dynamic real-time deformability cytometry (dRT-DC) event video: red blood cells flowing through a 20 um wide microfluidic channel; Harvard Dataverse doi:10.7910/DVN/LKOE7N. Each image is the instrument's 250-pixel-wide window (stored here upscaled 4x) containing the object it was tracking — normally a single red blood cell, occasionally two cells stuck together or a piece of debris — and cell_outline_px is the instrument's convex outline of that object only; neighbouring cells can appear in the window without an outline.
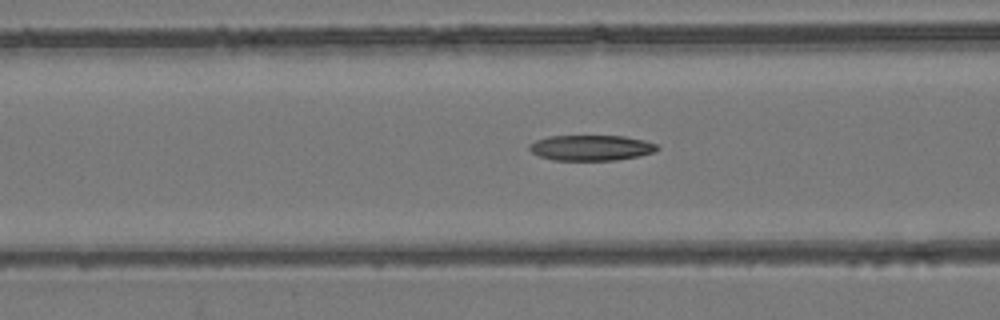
{"species": "common noctule bat (a hibernating species)", "species_latin": "Nyctalus noctula", "temperature_condition": "room temperature", "stored_images_in_passage": 54, "camera_frame_rate_fps": 3000, "um_per_image_px": 0.085, "animal": {"sex": "female", "body_mass_g": 24.6, "forearm_length_mm": 56.2}, "frame": {"image": 1, "passage_image": 22, "time_ms": 7.0, "image_size_px": [1000, 320], "cell_outline_px": [[660, 148], [652, 152], [636, 156], [616, 160], [552, 160], [540, 156], [532, 152], [528, 148], [528, 144], [536, 140], [548, 136], [624, 136], [644, 140], [656, 144]], "centroid_in_image_um": [50.2, 12.56], "position_along_channel_um": 116.4, "area_um2": 18.9}}
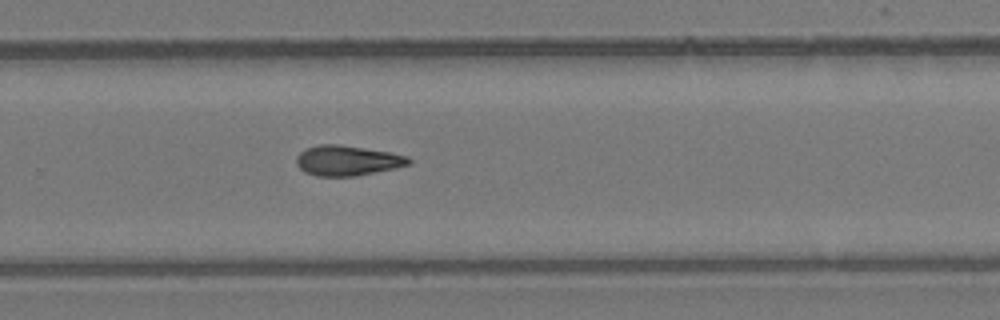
{"frame": {"image": 2, "passage_image": 36, "time_ms": 11.667, "image_size_px": [1000, 320], "cell_outline_px": [[412, 160], [408, 164], [396, 168], [356, 176], [316, 176], [304, 172], [296, 164], [296, 156], [300, 152], [308, 148], [320, 144], [340, 144], [388, 152], [408, 156]], "centroid_in_image_um": [29.5, 13.65], "position_along_channel_um": 300.3, "area_um2": 19.71}}
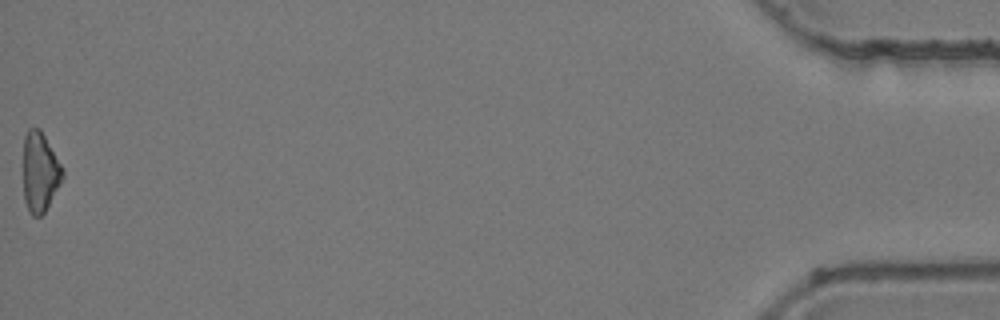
{"frame": {"image": 3, "passage_image": 54, "time_ms": 17.667, "image_size_px": [1000, 320], "cell_outline_px": [[64, 176], [60, 184], [44, 212], [40, 216], [32, 216], [28, 212], [24, 200], [24, 136], [28, 128], [40, 128], [64, 168]], "centroid_in_image_um": [3.4, 14.62], "position_along_channel_um": 431.8, "area_um2": 18.32}, "authors_computed_cell_mechanics": {"area_um2": 19.4208, "velocity_mm_per_s": 3.9405, "shape_relaxation_time_tau1_ms": 7.8639, "shape_relaxation_time_tau2_ms": null, "deformation_change_tau1": 0.173, "deformation_change_tau2": null}}